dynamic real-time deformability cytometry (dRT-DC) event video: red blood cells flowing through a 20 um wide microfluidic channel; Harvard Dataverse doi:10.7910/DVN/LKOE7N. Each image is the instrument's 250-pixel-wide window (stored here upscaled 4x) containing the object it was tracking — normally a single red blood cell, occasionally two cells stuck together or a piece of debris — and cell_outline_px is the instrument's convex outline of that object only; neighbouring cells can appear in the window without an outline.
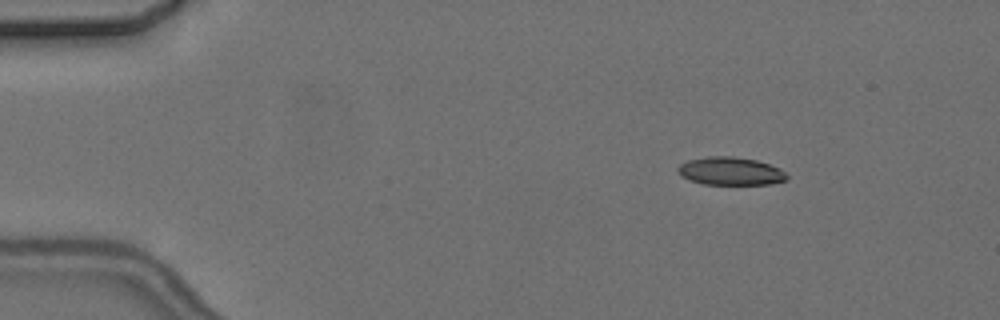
{"species": "common noctule bat (a hibernating species)", "species_latin": "Nyctalus noctula", "temperature_condition": "cold", "stored_images_in_passage": 5, "camera_frame_rate_fps": 3000, "um_per_image_px": 0.085, "animal": {"sex": "female", "body_mass_g": 24.6, "forearm_length_mm": 56.2}, "frame": {"image": 1, "passage_image": 3, "time_ms": 2.333, "image_size_px": [1000, 320], "cell_outline_px": [[788, 180], [772, 184], [704, 184], [680, 176], [676, 172], [676, 168], [680, 164], [688, 160], [708, 156], [732, 156], [756, 160], [780, 168], [788, 176]], "centroid_in_image_um": [62.08, 14.54], "position_along_channel_um": 22.9, "area_um2": 17.86}}